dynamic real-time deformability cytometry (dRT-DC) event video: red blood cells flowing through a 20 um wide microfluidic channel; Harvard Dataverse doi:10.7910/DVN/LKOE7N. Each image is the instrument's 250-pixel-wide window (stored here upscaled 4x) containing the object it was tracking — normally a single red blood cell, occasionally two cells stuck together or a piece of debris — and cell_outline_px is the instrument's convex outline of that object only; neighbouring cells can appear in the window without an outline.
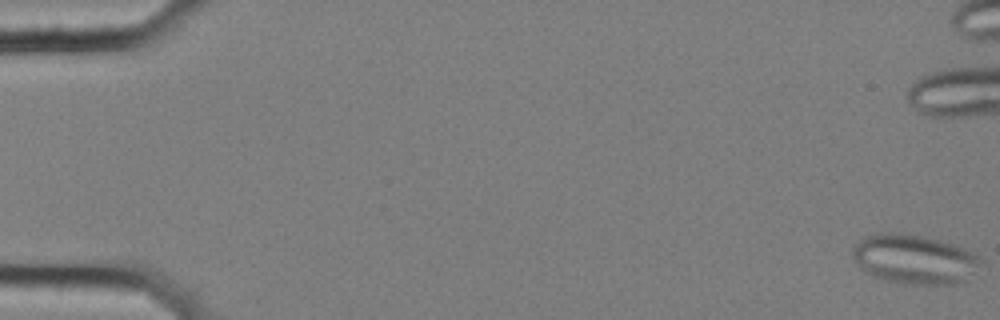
{"species": "common noctule bat (a hibernating species)", "species_latin": "Nyctalus noctula", "temperature_condition": "cold", "stored_images_in_passage": 59, "segment_of_instrument_passage": [1, 2], "camera_frame_rate_fps": 3000, "um_per_image_px": 0.085, "animal": {"sex": "female", "body_mass_g": 25.1}, "frame": {"image": 1, "passage_image": 1, "time_ms": 0.0, "image_size_px": [1000, 320], "cell_outline_px": [[984, 260], [964, 280], [956, 284], [904, 284], [884, 280], [872, 276], [864, 272], [860, 268], [852, 256], [852, 248], [864, 236], [880, 232], [900, 232], [940, 240], [980, 256]], "centroid_in_image_um": [77.65, 22.03], "position_along_channel_um": 7.4, "area_um2": 36.76}}